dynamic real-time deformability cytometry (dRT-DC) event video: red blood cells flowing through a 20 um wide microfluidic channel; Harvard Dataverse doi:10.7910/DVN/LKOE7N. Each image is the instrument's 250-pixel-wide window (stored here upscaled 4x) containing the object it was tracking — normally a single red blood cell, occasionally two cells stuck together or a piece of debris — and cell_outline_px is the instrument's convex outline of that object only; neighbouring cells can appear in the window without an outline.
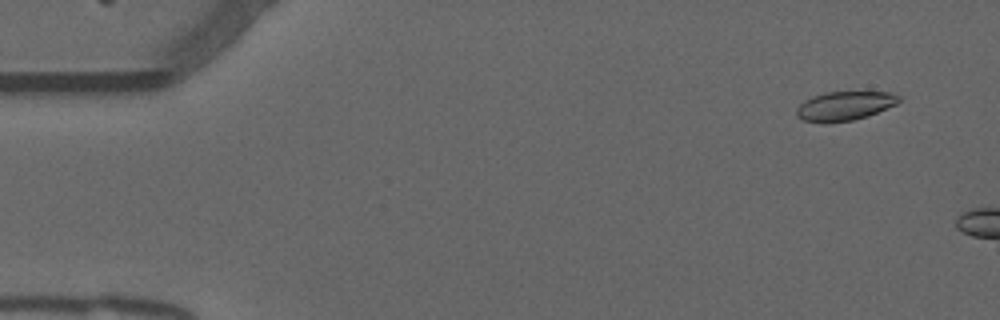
{"species": "common noctule bat (a hibernating species)", "species_latin": "Nyctalus noctula", "temperature_condition": "warm", "stored_images_in_passage": 8, "camera_frame_rate_fps": 3000, "um_per_image_px": 0.085, "animal": {"sex": "male", "forearm_length_mm": 52.5}, "frame": {"image": 1, "passage_image": 4, "time_ms": 1.0, "image_size_px": [1000, 320], "cell_outline_px": [[900, 100], [896, 104], [868, 116], [852, 120], [804, 120], [796, 116], [796, 108], [804, 100], [812, 96], [824, 92], [892, 92], [900, 96]], "centroid_in_image_um": [71.82, 8.95], "position_along_channel_um": 13.2, "area_um2": 16.82}}